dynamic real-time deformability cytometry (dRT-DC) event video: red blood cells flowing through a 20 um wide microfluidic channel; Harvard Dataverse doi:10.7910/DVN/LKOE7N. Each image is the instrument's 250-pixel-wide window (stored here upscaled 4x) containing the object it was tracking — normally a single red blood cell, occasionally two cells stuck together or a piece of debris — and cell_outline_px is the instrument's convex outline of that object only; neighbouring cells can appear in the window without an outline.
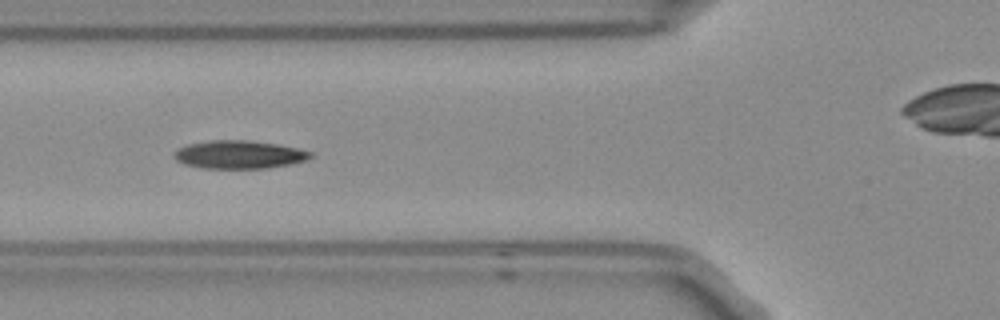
{"species": "Egyptian fruit bat (a non-hibernating species)", "species_latin": "Rousettus aegyptiacus", "temperature_condition": "room temperature", "stored_images_in_passage": 5, "camera_frame_rate_fps": 3000, "um_per_image_px": 0.085, "frame": {"image": 1, "passage_image": 3, "time_ms": 0.667, "image_size_px": [1000, 320], "cell_outline_px": [[312, 156], [308, 160], [292, 164], [264, 168], [200, 168], [184, 164], [176, 160], [172, 156], [172, 152], [176, 148], [188, 144], [208, 140], [248, 140], [276, 144], [296, 148], [312, 152]], "centroid_in_image_um": [20.27, 13.14], "position_along_channel_um": 105.5, "area_um2": 22.54}}